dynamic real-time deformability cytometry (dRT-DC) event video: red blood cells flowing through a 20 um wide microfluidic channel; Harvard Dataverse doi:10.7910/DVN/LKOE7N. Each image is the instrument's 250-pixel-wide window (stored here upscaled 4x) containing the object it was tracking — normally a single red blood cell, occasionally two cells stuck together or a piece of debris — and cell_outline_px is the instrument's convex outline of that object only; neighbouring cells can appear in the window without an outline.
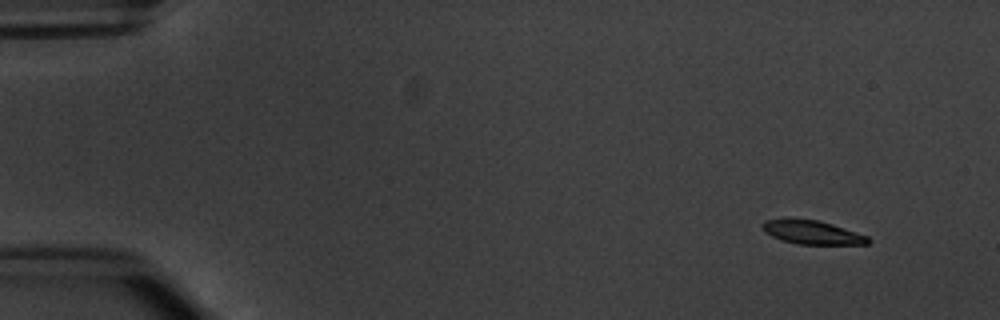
{"species": "common noctule bat (a hibernating species)", "species_latin": "Nyctalus noctula", "temperature_condition": "warm", "stored_images_in_passage": 9, "camera_frame_rate_fps": 3000, "um_per_image_px": 0.085, "animal": {"sex": "male", "body_mass_g": 20.1, "forearm_length_mm": 53.5}, "frame": {"image": 1, "passage_image": 1, "time_ms": 0.0, "image_size_px": [1000, 320], "cell_outline_px": [[872, 240], [868, 244], [800, 244], [780, 240], [764, 232], [764, 220], [820, 220], [868, 236]], "centroid_in_image_um": [69.1, 19.78], "position_along_channel_um": 15.9, "area_um2": 14.16}}
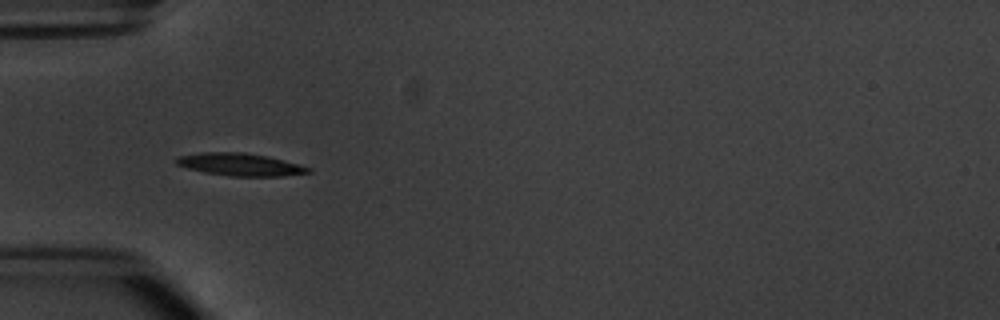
{"frame": {"image": 2, "passage_image": 4, "time_ms": 4.333, "image_size_px": [1000, 320], "cell_outline_px": [[312, 172], [280, 176], [228, 176], [204, 172], [188, 168], [176, 164], [172, 160], [176, 156], [200, 152], [244, 152], [284, 160], [312, 168]], "centroid_in_image_um": [20.35, 13.98], "position_along_channel_um": 64.7, "area_um2": 17.4}}
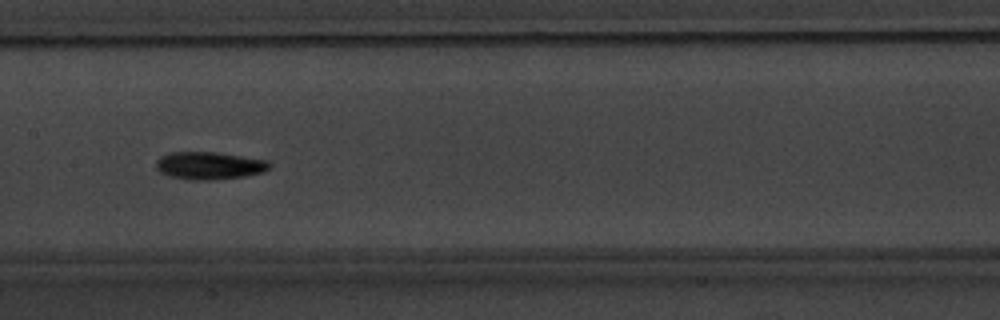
{"frame": {"image": 3, "passage_image": 7, "time_ms": 7.667, "image_size_px": [1000, 320], "cell_outline_px": [[272, 164], [264, 172], [244, 176], [208, 180], [188, 180], [168, 176], [160, 172], [156, 168], [156, 160], [160, 156], [172, 152], [216, 152], [268, 160]], "centroid_in_image_um": [17.77, 14.07], "position_along_channel_um": 189.6, "area_um2": 18.32}}